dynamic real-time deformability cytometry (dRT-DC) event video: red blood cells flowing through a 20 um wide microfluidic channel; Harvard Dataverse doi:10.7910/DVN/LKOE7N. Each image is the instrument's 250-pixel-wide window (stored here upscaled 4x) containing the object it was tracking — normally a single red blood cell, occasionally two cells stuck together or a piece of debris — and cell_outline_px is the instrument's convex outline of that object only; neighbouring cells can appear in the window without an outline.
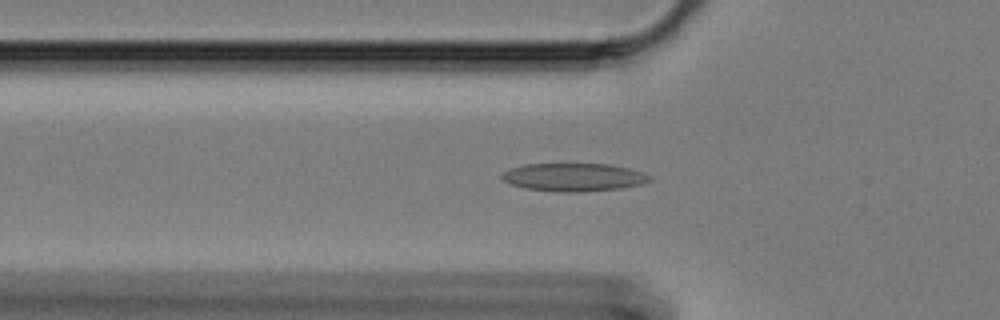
{"species": "Egyptian fruit bat (a non-hibernating species)", "species_latin": "Rousettus aegyptiacus", "temperature_condition": "cold", "stored_images_in_passage": 60, "camera_frame_rate_fps": 3000, "um_per_image_px": 0.085, "animal": {"sex": "female"}, "frame": {"image": 1, "passage_image": 20, "time_ms": 6.333, "image_size_px": [1000, 320], "cell_outline_px": [[652, 180], [644, 184], [620, 188], [584, 192], [556, 192], [524, 188], [512, 184], [504, 180], [500, 176], [504, 172], [512, 168], [524, 164], [612, 164], [632, 168], [644, 172], [652, 176]], "centroid_in_image_um": [48.85, 15.06], "position_along_channel_um": 77.0, "area_um2": 24.45}}
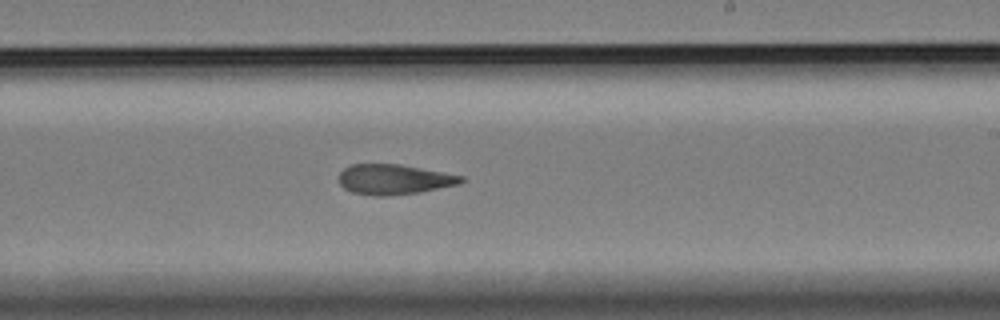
{"frame": {"image": 2, "passage_image": 36, "time_ms": 11.667, "image_size_px": [1000, 320], "cell_outline_px": [[464, 180], [460, 184], [420, 192], [388, 196], [376, 196], [352, 192], [344, 188], [340, 184], [340, 172], [344, 168], [352, 164], [400, 164], [444, 172], [464, 176]], "centroid_in_image_um": [33.51, 15.25], "position_along_channel_um": 255.5, "area_um2": 21.5}}
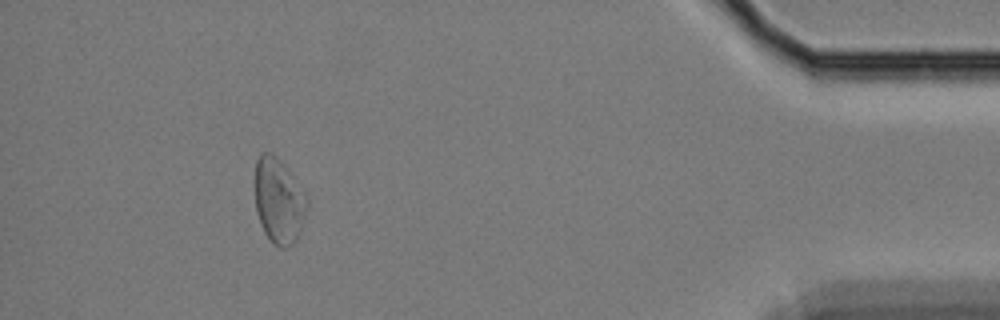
{"frame": {"image": 3, "passage_image": 55, "time_ms": 18.0, "image_size_px": [1000, 320], "cell_outline_px": [[308, 208], [300, 228], [292, 244], [288, 248], [280, 248], [272, 244], [264, 232], [260, 224], [256, 212], [256, 160], [260, 152], [272, 152], [280, 160], [308, 196]], "centroid_in_image_um": [23.69, 17.07], "position_along_channel_um": 411.5, "area_um2": 25.84}, "authors_computed_cell_mechanics": {"area_um2": 24.3338, "velocity_mm_per_s": 3.3269, "shape_relaxation_time_tau1_ms": null, "shape_relaxation_time_tau2_ms": 4.453, "deformation_change_tau1": null, "deformation_change_tau2": 0.116}}